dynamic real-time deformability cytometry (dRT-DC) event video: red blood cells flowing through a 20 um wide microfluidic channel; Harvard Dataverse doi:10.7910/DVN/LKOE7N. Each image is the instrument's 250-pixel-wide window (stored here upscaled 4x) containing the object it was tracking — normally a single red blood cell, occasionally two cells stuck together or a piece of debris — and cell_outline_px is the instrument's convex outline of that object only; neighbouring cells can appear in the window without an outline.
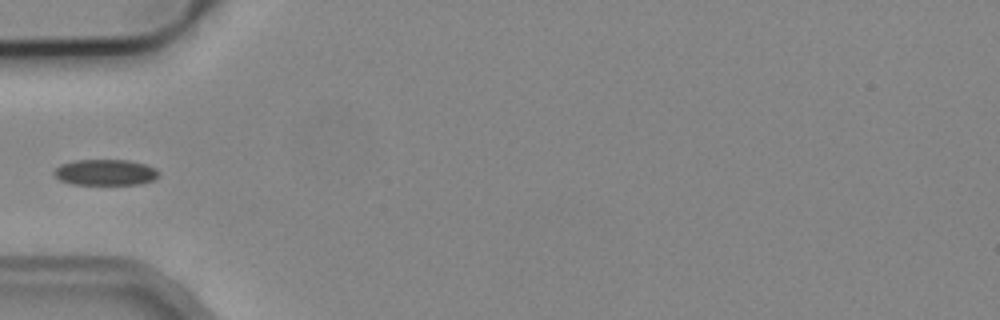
{"species": "common noctule bat (a hibernating species)", "species_latin": "Nyctalus noctula", "temperature_condition": "cold", "stored_images_in_passage": 3, "camera_frame_rate_fps": 3000, "um_per_image_px": 0.085, "animal": {"sex": "male", "body_mass_g": 19.2, "forearm_length_mm": 51.8}, "frame": {"image": 1, "passage_image": 2, "time_ms": 1.333, "image_size_px": [1000, 320], "cell_outline_px": [[160, 176], [156, 180], [140, 184], [72, 184], [60, 180], [52, 172], [60, 164], [76, 160], [128, 160], [144, 164], [156, 168], [160, 172]], "centroid_in_image_um": [9.0, 14.65], "position_along_channel_um": 76.0, "area_um2": 15.95}}